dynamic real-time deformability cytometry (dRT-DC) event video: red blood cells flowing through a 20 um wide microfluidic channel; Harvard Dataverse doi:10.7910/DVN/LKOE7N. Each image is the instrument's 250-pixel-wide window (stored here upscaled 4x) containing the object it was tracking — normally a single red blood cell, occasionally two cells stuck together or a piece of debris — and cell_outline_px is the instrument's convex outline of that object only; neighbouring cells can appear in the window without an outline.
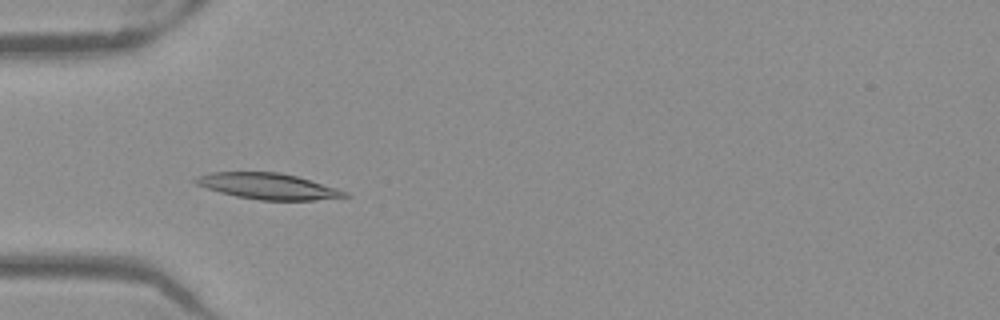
{"species": "Egyptian fruit bat (a non-hibernating species)", "species_latin": "Rousettus aegyptiacus", "temperature_condition": "warm", "stored_images_in_passage": 52, "camera_frame_rate_fps": 3000, "um_per_image_px": 0.085, "frame": {"image": 1, "passage_image": 17, "time_ms": 5.333, "image_size_px": [1000, 320], "cell_outline_px": [[352, 196], [316, 200], [260, 200], [236, 196], [220, 192], [196, 184], [192, 180], [200, 176], [212, 172], [280, 172], [296, 176], [336, 188], [348, 192]], "centroid_in_image_um": [22.81, 15.83], "position_along_channel_um": 62.2, "area_um2": 22.37}}
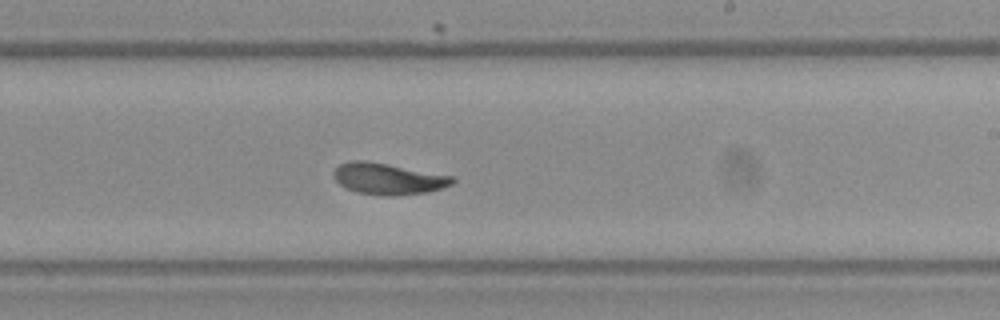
{"frame": {"image": 2, "passage_image": 32, "time_ms": 10.333, "image_size_px": [1000, 320], "cell_outline_px": [[456, 180], [452, 184], [440, 188], [424, 192], [396, 196], [384, 196], [360, 192], [348, 188], [340, 184], [332, 176], [332, 172], [340, 164], [348, 160], [364, 160], [388, 164], [452, 176]], "centroid_in_image_um": [32.95, 15.18], "position_along_channel_um": 256.0, "area_um2": 21.44}}
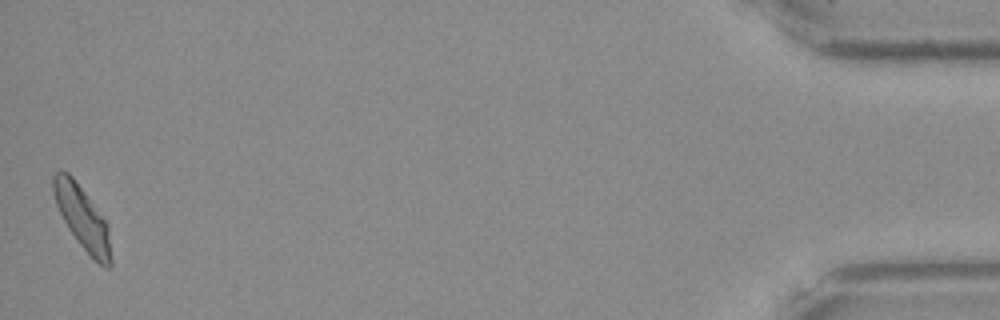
{"frame": {"image": 3, "passage_image": 52, "time_ms": 17.0, "image_size_px": [1000, 320], "cell_outline_px": [[112, 268], [104, 268], [80, 244], [68, 228], [56, 204], [52, 192], [52, 176], [60, 168], [68, 172], [72, 176], [108, 224], [112, 260]], "centroid_in_image_um": [6.99, 18.5], "position_along_channel_um": 428.2, "area_um2": 20.98}, "authors_computed_cell_mechanics": {"area_um2": 21.7617, "velocity_mm_per_s": 3.9178, "shape_relaxation_time_tau1_ms": 5.0468, "shape_relaxation_time_tau2_ms": 2.3621, "deformation_change_tau1": 0.1601, "deformation_change_tau2": 0.0828}}